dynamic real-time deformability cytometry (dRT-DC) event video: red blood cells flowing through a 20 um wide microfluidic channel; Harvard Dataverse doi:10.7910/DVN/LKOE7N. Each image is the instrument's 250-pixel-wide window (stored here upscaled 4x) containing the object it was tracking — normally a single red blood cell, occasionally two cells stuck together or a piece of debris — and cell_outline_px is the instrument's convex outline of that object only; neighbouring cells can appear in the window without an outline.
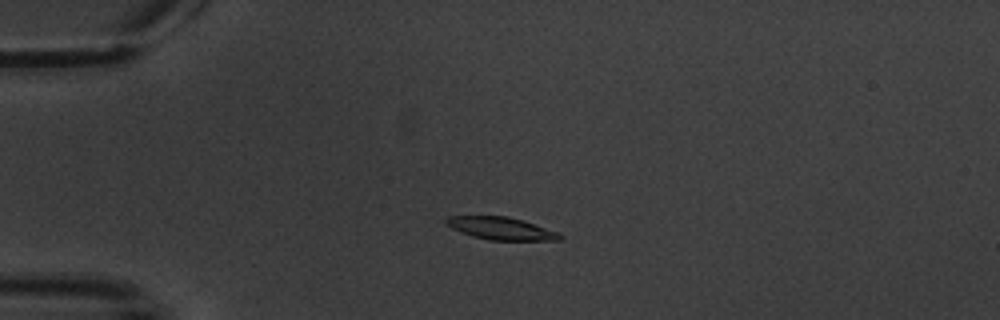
{"species": "common noctule bat (a hibernating species)", "species_latin": "Nyctalus noctula", "temperature_condition": "warm", "stored_images_in_passage": 4, "camera_frame_rate_fps": 3000, "um_per_image_px": 0.085, "animal": {"sex": "male", "body_mass_g": 20.1, "forearm_length_mm": 53.5}, "frame": {"image": 1, "passage_image": 4, "time_ms": 3.333, "image_size_px": [1000, 320], "cell_outline_px": [[564, 240], [488, 240], [472, 236], [460, 232], [444, 224], [444, 220], [448, 216], [508, 216], [556, 232], [564, 236]], "centroid_in_image_um": [42.52, 19.42], "position_along_channel_um": 42.5, "area_um2": 14.8}}